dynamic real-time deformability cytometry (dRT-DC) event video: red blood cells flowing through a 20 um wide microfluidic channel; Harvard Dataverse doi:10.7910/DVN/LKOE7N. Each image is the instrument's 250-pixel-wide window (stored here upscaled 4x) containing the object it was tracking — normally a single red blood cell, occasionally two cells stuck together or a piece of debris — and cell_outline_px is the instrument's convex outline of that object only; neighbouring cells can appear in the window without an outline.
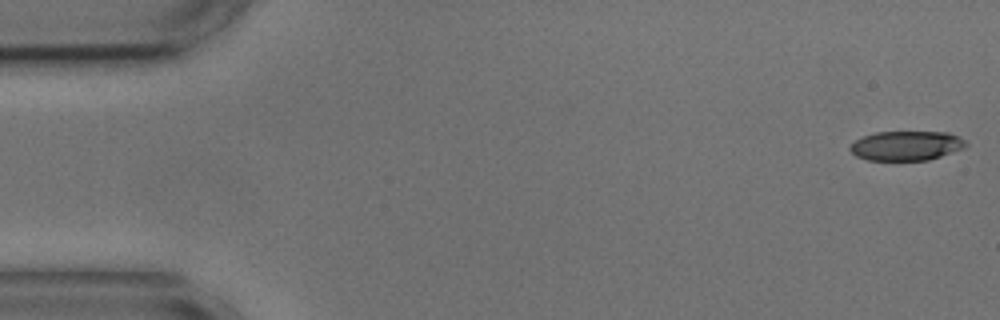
{"species": "common noctule bat (a hibernating species)", "species_latin": "Nyctalus noctula", "temperature_condition": "cold", "stored_images_in_passage": 55, "camera_frame_rate_fps": 3000, "um_per_image_px": 0.085, "animal": {"sex": "male", "body_mass_g": 17.9, "forearm_length_mm": 54.2}, "frame": {"image": 1, "passage_image": 1, "time_ms": 0.0, "image_size_px": [1000, 320], "cell_outline_px": [[968, 144], [964, 148], [928, 160], [868, 160], [856, 156], [848, 148], [856, 140], [864, 136], [876, 132], [948, 132], [964, 140]], "centroid_in_image_um": [77.03, 12.38], "position_along_channel_um": 8.0, "area_um2": 19.71}}
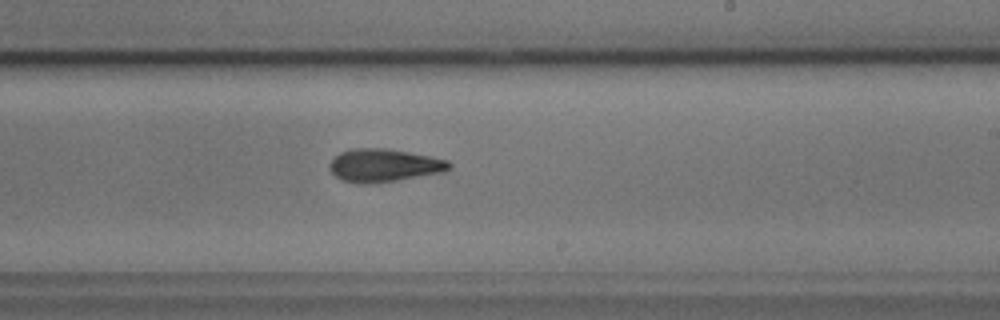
{"frame": {"image": 2, "passage_image": 32, "time_ms": 10.333, "image_size_px": [1000, 320], "cell_outline_px": [[452, 168], [444, 172], [372, 184], [356, 184], [340, 180], [328, 168], [328, 164], [340, 152], [352, 148], [388, 148], [432, 156], [448, 160], [452, 164]], "centroid_in_image_um": [32.64, 14.06], "position_along_channel_um": 256.4, "area_um2": 23.35}}
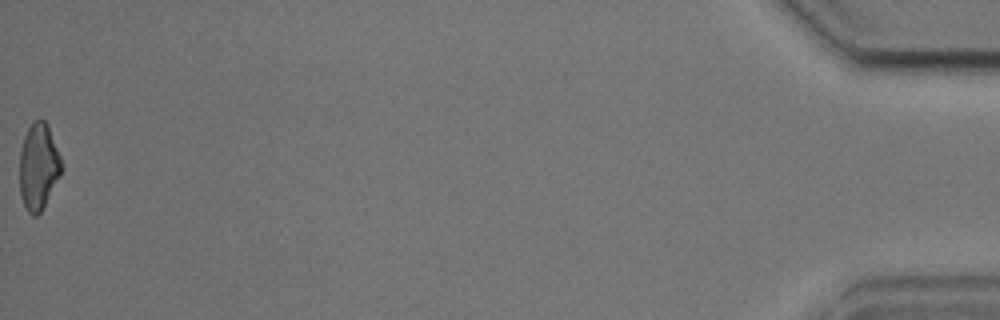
{"frame": {"image": 3, "passage_image": 55, "time_ms": 18.0, "image_size_px": [1000, 320], "cell_outline_px": [[64, 168], [60, 176], [40, 212], [36, 216], [32, 216], [28, 212], [20, 196], [20, 152], [24, 136], [32, 120], [44, 120], [48, 124], [64, 164]], "centroid_in_image_um": [3.29, 14.13], "position_along_channel_um": 431.9, "area_um2": 21.27}, "authors_computed_cell_mechanics": {"area_um2": 22.253, "velocity_mm_per_s": 3.6048, "shape_relaxation_time_tau1_ms": 5.5376, "shape_relaxation_time_tau2_ms": 4.4235, "deformation_change_tau1": 0.1638, "deformation_change_tau2": 0.1374}}